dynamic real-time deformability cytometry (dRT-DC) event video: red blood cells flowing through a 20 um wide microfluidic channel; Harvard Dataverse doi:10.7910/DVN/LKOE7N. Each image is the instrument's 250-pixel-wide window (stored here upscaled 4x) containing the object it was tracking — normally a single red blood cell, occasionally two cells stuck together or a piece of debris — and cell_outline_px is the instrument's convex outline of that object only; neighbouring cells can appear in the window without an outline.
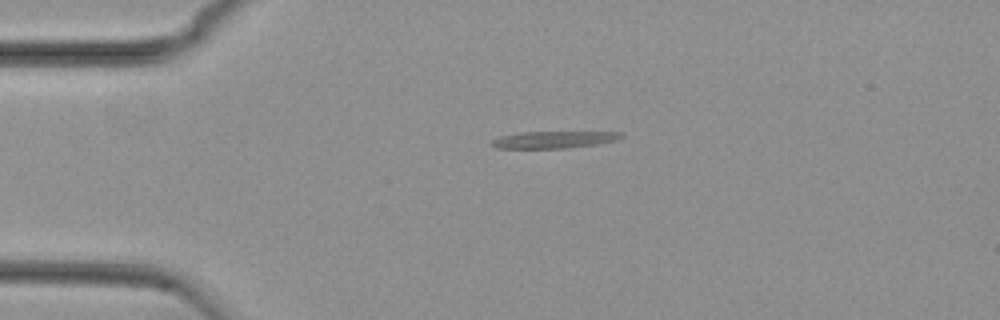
{"species": "common noctule bat (a hibernating species)", "species_latin": "Nyctalus noctula", "temperature_condition": "cold", "stored_images_in_passage": 38, "camera_frame_rate_fps": 3000, "um_per_image_px": 0.085, "animal": {"sex": "female", "body_mass_g": 29.2, "forearm_length_mm": 56.3}, "frame": {"image": 1, "passage_image": 1, "time_ms": 0.0, "image_size_px": [1000, 320], "cell_outline_px": [[624, 136], [616, 140], [596, 144], [564, 148], [496, 148], [488, 144], [492, 140], [500, 136], [520, 132], [620, 132]], "centroid_in_image_um": [47.01, 11.87], "position_along_channel_um": 38.0, "area_um2": 12.72}}
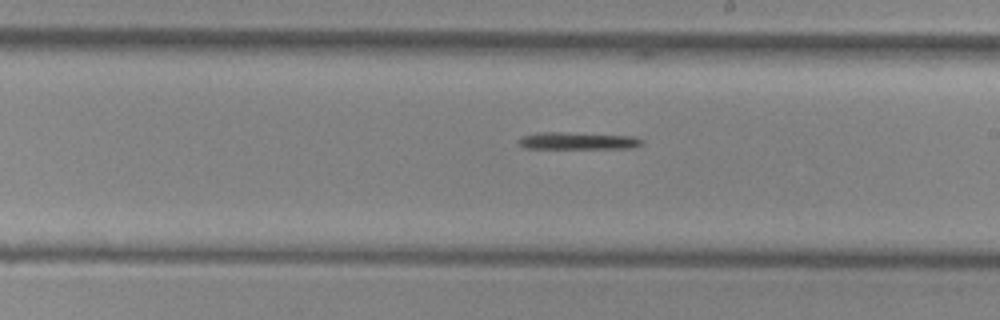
{"frame": {"image": 2, "passage_image": 20, "time_ms": 6.333, "image_size_px": [1000, 320], "cell_outline_px": [[644, 144], [632, 148], [524, 148], [516, 140], [524, 136], [536, 132], [560, 132], [636, 136], [644, 140]], "centroid_in_image_um": [49.16, 11.96], "position_along_channel_um": 239.8, "area_um2": 12.43}}
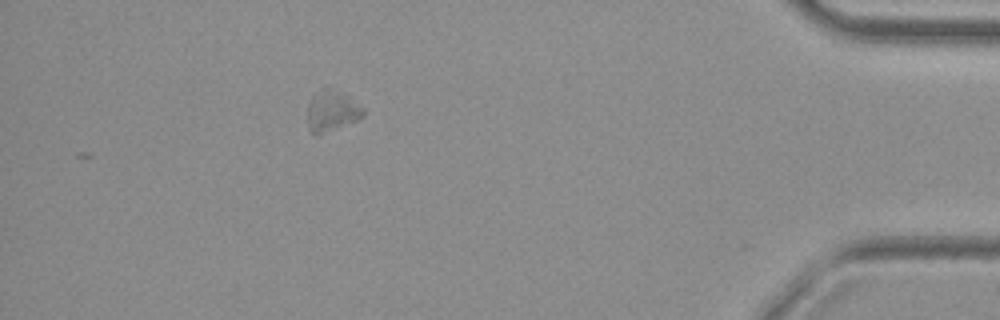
{"frame": {"image": 3, "passage_image": 38, "time_ms": 12.333, "image_size_px": [1000, 320], "cell_outline_px": [[364, 116], [356, 120], [316, 136], [308, 128], [308, 104], [312, 96], [320, 88], [328, 88], [348, 96], [364, 108]], "centroid_in_image_um": [28.18, 9.43], "position_along_channel_um": 407.0, "area_um2": 13.06}}